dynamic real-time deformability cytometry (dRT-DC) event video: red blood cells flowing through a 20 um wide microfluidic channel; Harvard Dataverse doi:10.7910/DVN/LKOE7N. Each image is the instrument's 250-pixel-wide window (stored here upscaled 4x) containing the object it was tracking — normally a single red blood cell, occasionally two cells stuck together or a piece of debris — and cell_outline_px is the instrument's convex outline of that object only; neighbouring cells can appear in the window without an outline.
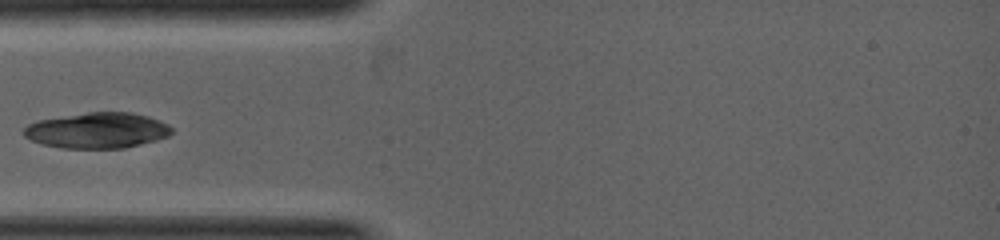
{"species": "common noctule bat (a hibernating species)", "species_latin": "Nyctalus noctula", "temperature_condition": "warm", "stored_images_in_passage": 4, "camera_frame_rate_fps": 5000, "um_per_image_px": 0.085, "animal": {"sex": "female", "body_mass_g": 19.0, "forearm_length_mm": 53.3}, "frame": {"image": 1, "passage_image": 4, "time_ms": 1.4, "image_size_px": [1000, 240], "cell_outline_px": [[172, 132], [168, 136], [156, 140], [124, 148], [64, 148], [44, 144], [32, 140], [24, 136], [24, 128], [28, 124], [36, 120], [88, 112], [132, 112], [148, 116], [160, 120], [168, 124], [172, 128]], "centroid_in_image_um": [8.29, 11.07], "position_along_channel_um": 76.7, "area_um2": 30.69}}